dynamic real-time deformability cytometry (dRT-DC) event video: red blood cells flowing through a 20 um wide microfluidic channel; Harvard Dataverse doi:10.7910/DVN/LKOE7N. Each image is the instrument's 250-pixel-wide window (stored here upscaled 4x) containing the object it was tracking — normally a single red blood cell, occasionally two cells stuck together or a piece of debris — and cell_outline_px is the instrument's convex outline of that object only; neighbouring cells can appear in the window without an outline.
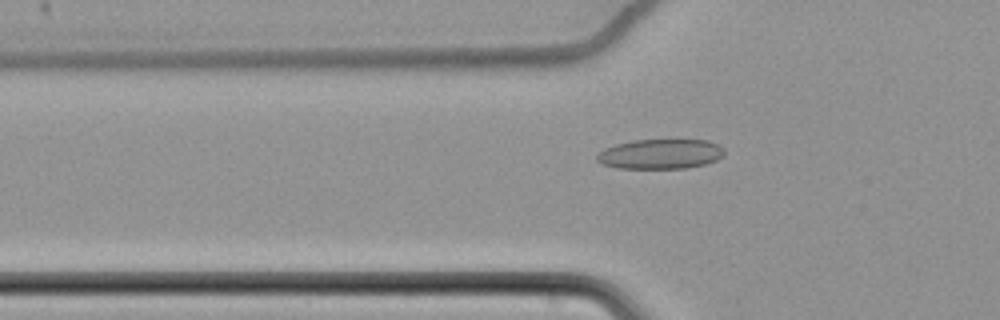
{"species": "common noctule bat (a hibernating species)", "species_latin": "Nyctalus noctula", "temperature_condition": "cold", "stored_images_in_passage": 62, "camera_frame_rate_fps": 3000, "um_per_image_px": 0.085, "animal": {"sex": "female", "body_mass_g": 22.7, "forearm_length_mm": 54.2}, "frame": {"image": 1, "passage_image": 23, "time_ms": 7.333, "image_size_px": [1000, 320], "cell_outline_px": [[724, 156], [716, 160], [704, 164], [684, 168], [616, 168], [600, 164], [596, 160], [596, 156], [604, 148], [616, 144], [632, 140], [708, 140], [724, 148]], "centroid_in_image_um": [56.11, 13.09], "position_along_channel_um": 69.7, "area_um2": 22.2}}
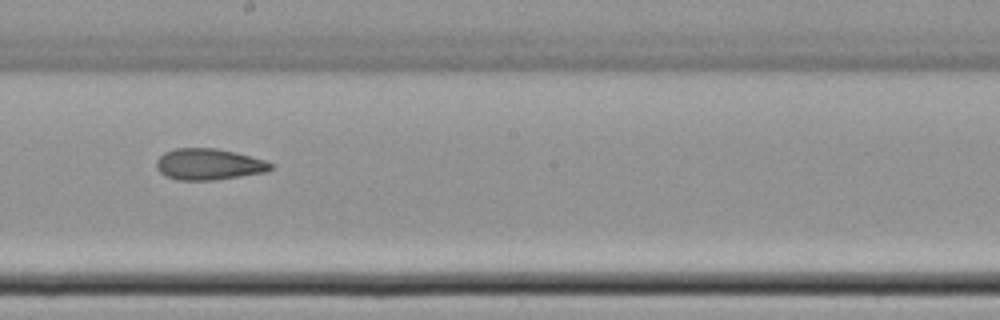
{"frame": {"image": 2, "passage_image": 37, "time_ms": 12.0, "image_size_px": [1000, 320], "cell_outline_px": [[272, 168], [268, 172], [216, 180], [176, 180], [160, 172], [156, 168], [156, 160], [164, 152], [176, 148], [216, 148], [236, 152], [264, 160], [272, 164]], "centroid_in_image_um": [17.74, 13.96], "position_along_channel_um": 230.5, "area_um2": 20.92}}
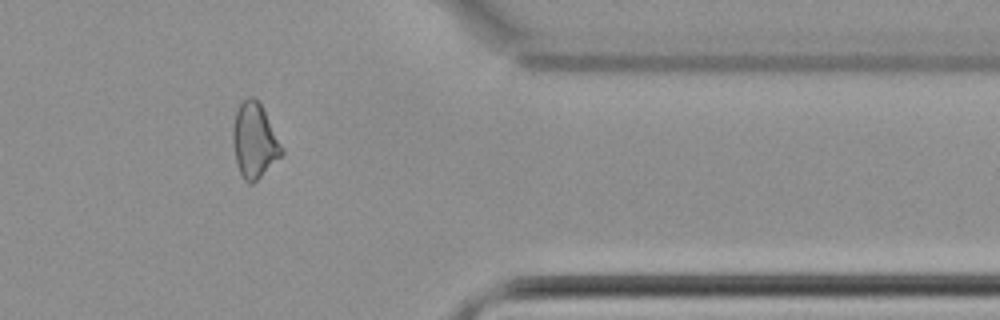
{"frame": {"image": 3, "passage_image": 52, "time_ms": 17.0, "image_size_px": [1000, 320], "cell_outline_px": [[284, 156], [252, 184], [248, 184], [244, 180], [240, 172], [236, 160], [232, 140], [232, 128], [236, 112], [240, 104], [248, 96], [252, 96], [260, 104], [284, 148]], "centroid_in_image_um": [21.65, 11.99], "position_along_channel_um": 389.8, "area_um2": 21.33}, "authors_computed_cell_mechanics": {"area_um2": 22.1085, "velocity_mm_per_s": 3.4806, "shape_relaxation_time_tau1_ms": null, "shape_relaxation_time_tau2_ms": 3.6036, "deformation_change_tau1": null, "deformation_change_tau2": 0.104}}